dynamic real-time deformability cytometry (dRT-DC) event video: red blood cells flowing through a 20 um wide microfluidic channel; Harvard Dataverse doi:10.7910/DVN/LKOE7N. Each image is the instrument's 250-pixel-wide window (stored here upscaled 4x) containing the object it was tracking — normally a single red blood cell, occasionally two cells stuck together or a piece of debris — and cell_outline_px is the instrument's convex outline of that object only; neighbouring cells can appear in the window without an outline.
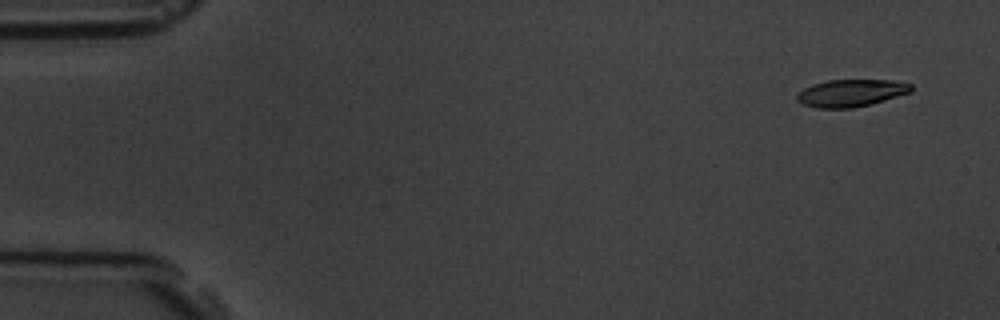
{"species": "common noctule bat (a hibernating species)", "species_latin": "Nyctalus noctula", "temperature_condition": "room temperature", "stored_images_in_passage": 6, "segment_of_instrument_passage": [1, 2], "camera_frame_rate_fps": 3000, "um_per_image_px": 0.085, "animal": {"sex": "male", "body_mass_g": 19.5, "forearm_length_mm": 54.6}, "frame": {"image": 1, "passage_image": 2, "time_ms": 1.0, "image_size_px": [1000, 320], "cell_outline_px": [[912, 92], [872, 104], [852, 108], [816, 108], [804, 104], [796, 100], [796, 96], [804, 88], [812, 84], [828, 80], [892, 80], [912, 84]], "centroid_in_image_um": [72.36, 7.91], "position_along_channel_um": 12.6, "area_um2": 18.21}}